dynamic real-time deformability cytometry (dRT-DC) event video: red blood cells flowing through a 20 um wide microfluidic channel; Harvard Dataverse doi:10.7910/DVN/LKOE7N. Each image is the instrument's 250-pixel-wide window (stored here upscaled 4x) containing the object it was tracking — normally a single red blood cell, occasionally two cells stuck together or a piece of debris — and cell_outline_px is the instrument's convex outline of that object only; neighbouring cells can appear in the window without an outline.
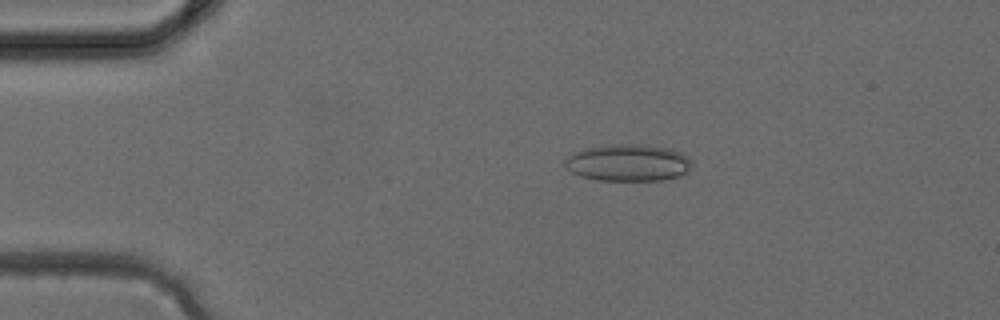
{"species": "common noctule bat (a hibernating species)", "species_latin": "Nyctalus noctula", "temperature_condition": "cold", "stored_images_in_passage": 33, "camera_frame_rate_fps": 3000, "um_per_image_px": 0.085, "animal": {"sex": "female", "body_mass_g": 24.6, "forearm_length_mm": 56.2}, "frame": {"image": 1, "passage_image": 3, "time_ms": 0.667, "image_size_px": [1000, 320], "cell_outline_px": [[692, 168], [684, 176], [660, 180], [596, 180], [580, 176], [564, 168], [564, 160], [572, 152], [584, 148], [612, 144], [644, 144], [668, 148], [680, 152], [688, 156], [692, 160]], "centroid_in_image_um": [53.4, 13.83], "position_along_channel_um": 31.6, "area_um2": 27.86}}
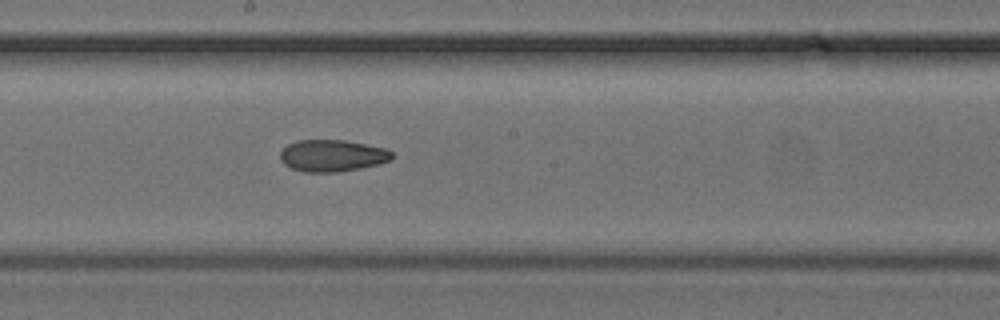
{"frame": {"image": 2, "passage_image": 16, "time_ms": 5.0, "image_size_px": [1000, 320], "cell_outline_px": [[392, 160], [360, 168], [336, 172], [304, 172], [292, 168], [284, 164], [280, 160], [280, 152], [288, 144], [300, 140], [344, 140], [388, 148], [392, 152]], "centroid_in_image_um": [28.25, 13.22], "position_along_channel_um": 220.0, "area_um2": 20.69}}
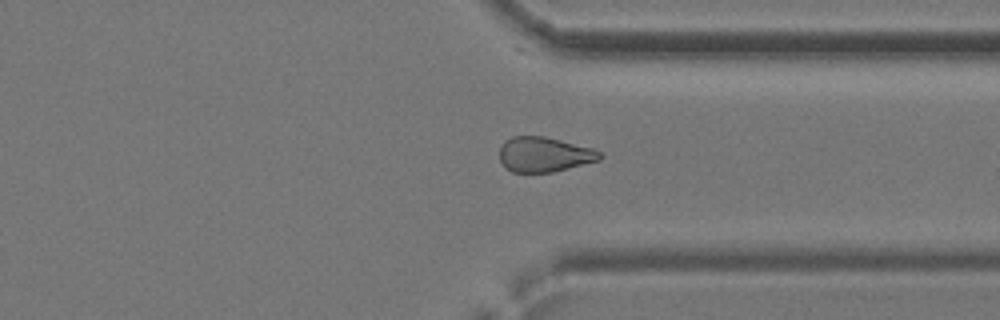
{"frame": {"image": 3, "passage_image": 24, "time_ms": 7.667, "image_size_px": [1000, 320], "cell_outline_px": [[604, 156], [600, 160], [552, 172], [512, 172], [504, 168], [500, 160], [500, 148], [504, 140], [512, 136], [544, 136], [592, 148], [600, 152]], "centroid_in_image_um": [46.24, 13.13], "position_along_channel_um": 365.2, "area_um2": 20.46}}